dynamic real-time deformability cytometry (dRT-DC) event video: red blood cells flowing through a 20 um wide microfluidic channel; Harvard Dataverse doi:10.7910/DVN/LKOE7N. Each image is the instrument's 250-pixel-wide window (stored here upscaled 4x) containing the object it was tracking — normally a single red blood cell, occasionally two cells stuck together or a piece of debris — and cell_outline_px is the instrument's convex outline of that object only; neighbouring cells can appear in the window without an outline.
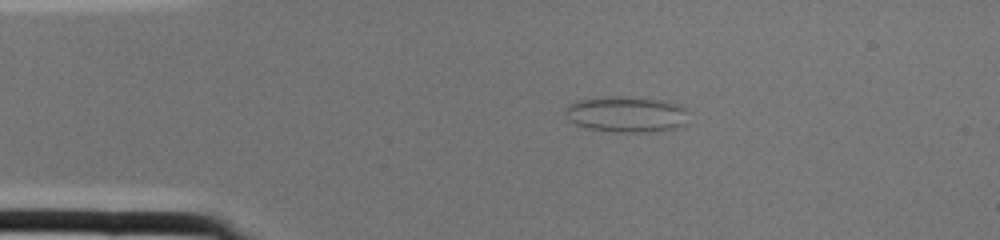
{"species": "common noctule bat (a hibernating species)", "species_latin": "Nyctalus noctula", "temperature_condition": "cold", "stored_images_in_passage": 1, "camera_frame_rate_fps": 3000, "um_per_image_px": 0.085, "animal": {"sex": "female", "body_mass_g": 22.0, "forearm_length_mm": 56.7}, "frame": {"image": 1, "passage_image": 1, "time_ms": 0.0, "image_size_px": [1000, 240], "cell_outline_px": [[688, 124], [676, 128], [648, 132], [620, 132], [588, 128], [576, 124], [568, 120], [564, 112], [564, 108], [568, 104], [580, 100], [608, 96], [620, 96], [660, 100], [680, 104], [684, 108]], "centroid_in_image_um": [53.23, 9.71], "position_along_channel_um": 31.8, "area_um2": 25.78}}